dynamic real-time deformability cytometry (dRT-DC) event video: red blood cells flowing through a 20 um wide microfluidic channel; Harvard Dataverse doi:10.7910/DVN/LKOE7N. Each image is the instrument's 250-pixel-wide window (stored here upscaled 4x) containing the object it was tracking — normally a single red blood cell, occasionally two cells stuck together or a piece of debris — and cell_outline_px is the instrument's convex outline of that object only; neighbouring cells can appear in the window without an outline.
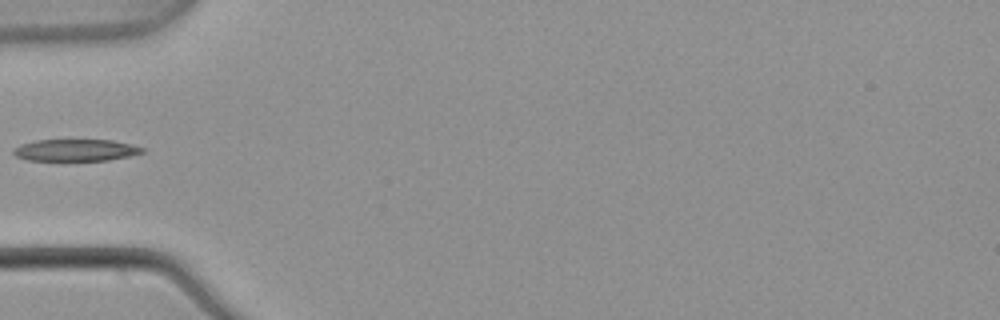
{"species": "common noctule bat (a hibernating species)", "species_latin": "Nyctalus noctula", "temperature_condition": "warm", "stored_images_in_passage": 2, "camera_frame_rate_fps": 3000, "um_per_image_px": 0.085, "animal": {"sex": "male", "body_mass_g": 21.5, "forearm_length_mm": 52.0}, "frame": {"image": 1, "passage_image": 2, "time_ms": 0.333, "image_size_px": [1000, 320], "cell_outline_px": [[144, 152], [128, 156], [108, 160], [28, 160], [16, 156], [12, 152], [20, 144], [36, 140], [112, 140], [144, 148]], "centroid_in_image_um": [6.41, 12.76], "position_along_channel_um": 78.6, "area_um2": 16.13}}